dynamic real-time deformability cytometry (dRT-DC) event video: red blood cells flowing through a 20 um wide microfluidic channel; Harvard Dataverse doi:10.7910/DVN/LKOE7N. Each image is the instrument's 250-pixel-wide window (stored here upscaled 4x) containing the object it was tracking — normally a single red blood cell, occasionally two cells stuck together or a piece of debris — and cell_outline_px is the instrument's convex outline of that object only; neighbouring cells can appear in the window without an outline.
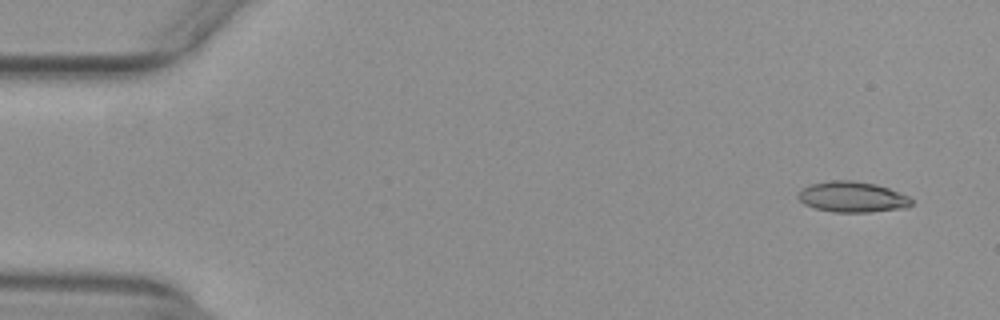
{"species": "common noctule bat (a hibernating species)", "species_latin": "Nyctalus noctula", "temperature_condition": "warm", "stored_images_in_passage": 52, "camera_frame_rate_fps": 3000, "um_per_image_px": 0.085, "animal": {"sex": "female", "body_mass_g": 29.2, "forearm_length_mm": 56.3}, "frame": {"image": 1, "passage_image": 4, "time_ms": 1.0, "image_size_px": [1000, 320], "cell_outline_px": [[912, 204], [908, 208], [872, 212], [832, 212], [816, 208], [804, 204], [796, 196], [800, 188], [808, 184], [832, 180], [852, 180], [876, 184], [888, 188], [908, 196], [912, 200]], "centroid_in_image_um": [72.42, 16.74], "position_along_channel_um": 12.6, "area_um2": 20.52}}
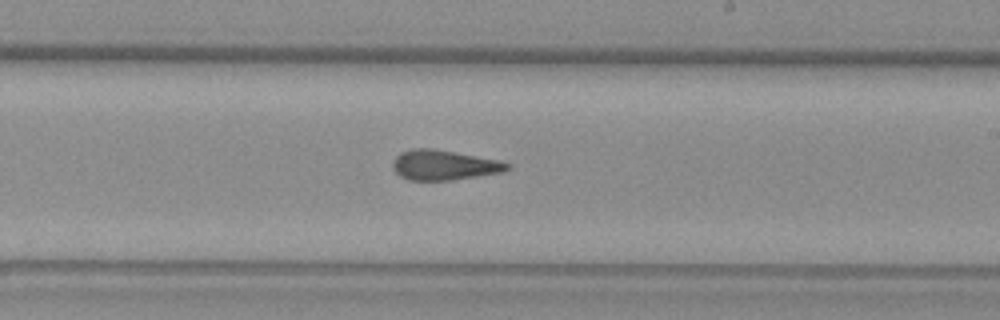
{"frame": {"image": 2, "passage_image": 32, "time_ms": 10.333, "image_size_px": [1000, 320], "cell_outline_px": [[512, 168], [500, 172], [452, 180], [408, 180], [400, 176], [392, 168], [392, 164], [396, 156], [400, 152], [412, 148], [432, 148], [500, 160], [512, 164]], "centroid_in_image_um": [37.73, 14.02], "position_along_channel_um": 251.3, "area_um2": 20.06}}
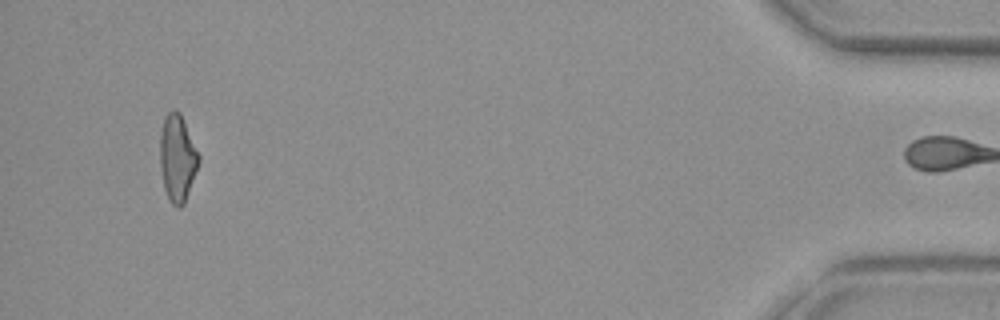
{"frame": {"image": 3, "passage_image": 51, "time_ms": 16.667, "image_size_px": [1000, 320], "cell_outline_px": [[200, 160], [184, 204], [180, 208], [176, 208], [168, 200], [164, 188], [160, 168], [160, 132], [164, 116], [172, 108], [176, 108], [180, 112], [200, 156]], "centroid_in_image_um": [15.06, 13.42], "position_along_channel_um": 420.1, "area_um2": 19.83}, "authors_computed_cell_mechanics": {"area_um2": 20.0277, "velocity_mm_per_s": 3.943, "shape_relaxation_time_tau1_ms": null, "shape_relaxation_time_tau2_ms": 2.7138, "deformation_change_tau1": null, "deformation_change_tau2": 0.1246}}